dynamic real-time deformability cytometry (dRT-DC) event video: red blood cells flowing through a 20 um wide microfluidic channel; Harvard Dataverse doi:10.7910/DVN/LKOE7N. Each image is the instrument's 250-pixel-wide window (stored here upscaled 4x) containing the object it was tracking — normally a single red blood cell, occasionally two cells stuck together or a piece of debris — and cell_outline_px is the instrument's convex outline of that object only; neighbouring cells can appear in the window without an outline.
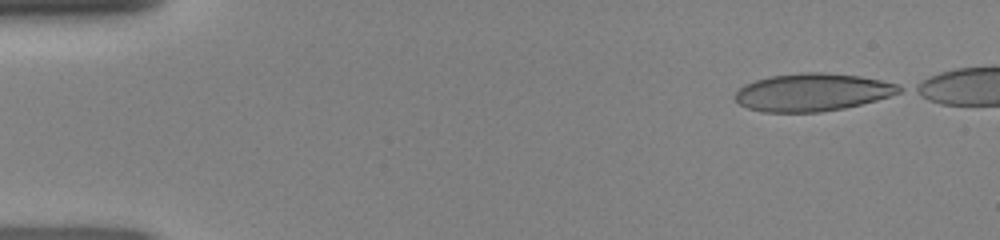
{"species": "human", "species_latin": "Homo sapiens", "temperature_condition": "room temperature", "stored_images_in_passage": 41, "camera_frame_rate_fps": 3000, "um_per_image_px": 0.085, "donor": {"sex": "female"}, "frame": {"image": 1, "passage_image": 1, "time_ms": 0.0, "image_size_px": [1000, 240], "cell_outline_px": [[904, 88], [900, 92], [876, 100], [844, 108], [820, 112], [764, 112], [748, 108], [740, 104], [736, 100], [736, 92], [744, 84], [756, 80], [772, 76], [800, 72], [824, 72], [860, 76], [880, 80], [896, 84]], "centroid_in_image_um": [69.05, 7.84], "position_along_channel_um": 16.0, "area_um2": 35.84}}
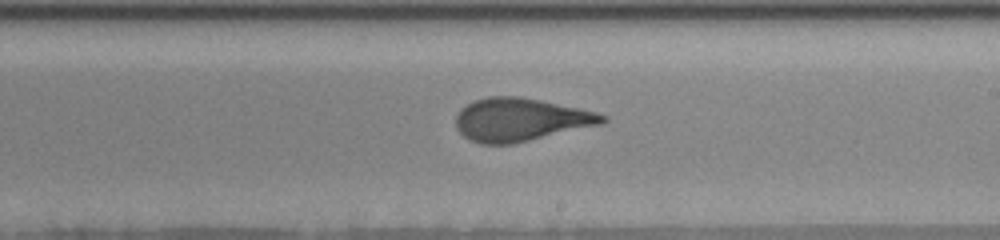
{"frame": {"image": 2, "passage_image": 25, "time_ms": 8.0, "image_size_px": [1000, 240], "cell_outline_px": [[608, 120], [600, 124], [512, 144], [480, 144], [468, 140], [456, 128], [456, 116], [460, 108], [476, 100], [488, 96], [516, 96], [540, 100], [596, 112], [608, 116]], "centroid_in_image_um": [44.2, 10.17], "position_along_channel_um": 244.8, "area_um2": 36.53}}
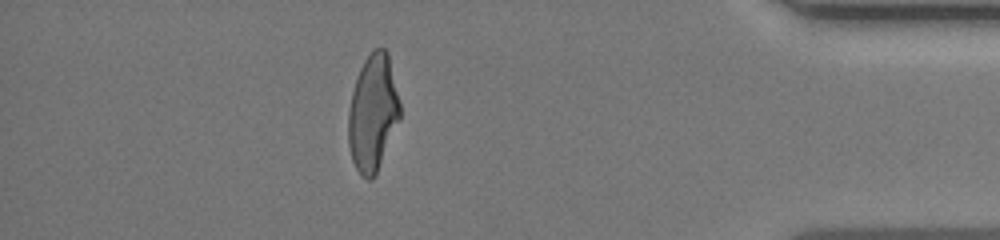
{"frame": {"image": 3, "passage_image": 39, "time_ms": 12.667, "image_size_px": [1000, 240], "cell_outline_px": [[400, 120], [376, 176], [372, 180], [368, 180], [360, 176], [352, 160], [348, 144], [348, 112], [352, 92], [360, 68], [364, 60], [372, 48], [384, 48], [388, 52], [400, 104]], "centroid_in_image_um": [31.69, 9.64], "position_along_channel_um": 403.5, "area_um2": 35.49}}